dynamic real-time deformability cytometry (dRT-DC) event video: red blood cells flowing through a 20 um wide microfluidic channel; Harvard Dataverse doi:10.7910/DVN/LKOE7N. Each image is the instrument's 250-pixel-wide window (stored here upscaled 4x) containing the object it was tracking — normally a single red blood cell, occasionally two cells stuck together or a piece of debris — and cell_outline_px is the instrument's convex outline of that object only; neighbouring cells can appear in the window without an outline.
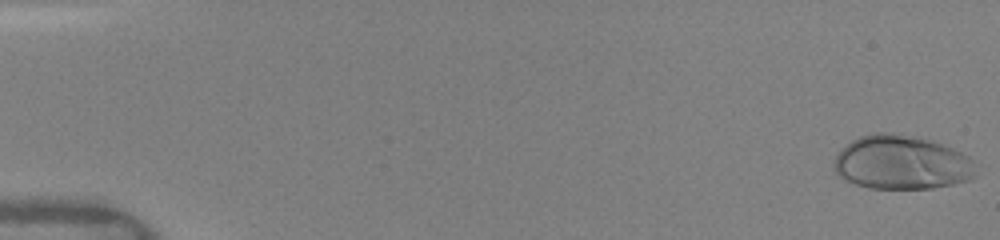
{"species": "human", "species_latin": "Homo sapiens", "temperature_condition": "warm", "stored_images_in_passage": 49, "camera_frame_rate_fps": 3000, "um_per_image_px": 0.085, "donor": {"sex": "female"}, "frame": {"image": 1, "passage_image": 1, "time_ms": 0.0, "image_size_px": [1000, 240], "cell_outline_px": [[972, 180], [932, 188], [868, 188], [844, 180], [832, 168], [832, 160], [852, 140], [860, 136], [872, 132], [892, 132], [928, 140], [952, 148], [968, 156], [972, 160]], "centroid_in_image_um": [76.57, 13.82], "position_along_channel_um": 8.4, "area_um2": 44.27}}
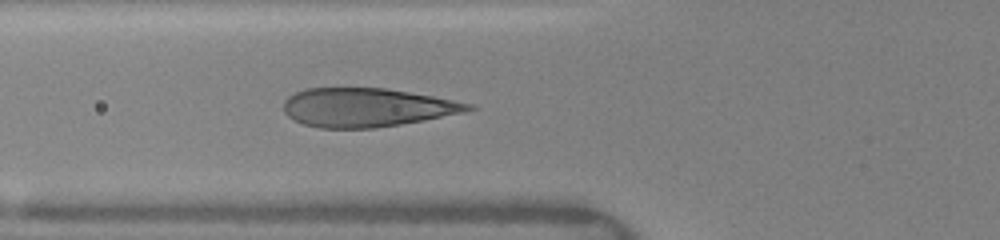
{"frame": {"image": 2, "passage_image": 19, "time_ms": 6.0, "image_size_px": [1000, 240], "cell_outline_px": [[476, 108], [464, 112], [424, 120], [376, 128], [320, 128], [304, 124], [288, 116], [284, 112], [284, 100], [288, 96], [296, 92], [308, 88], [384, 88], [432, 96], [476, 104]], "centroid_in_image_um": [31.18, 9.13], "position_along_channel_um": 94.6, "area_um2": 41.5}}
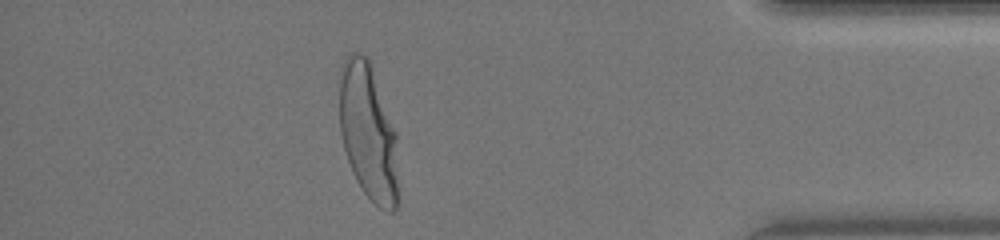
{"frame": {"image": 3, "passage_image": 44, "time_ms": 14.333, "image_size_px": [1000, 240], "cell_outline_px": [[400, 204], [392, 212], [388, 212], [380, 208], [364, 192], [356, 180], [352, 172], [344, 148], [340, 132], [340, 68], [344, 60], [352, 52], [360, 52], [368, 56], [396, 132], [400, 184]], "centroid_in_image_um": [31.35, 11.29], "position_along_channel_um": 403.9, "area_um2": 47.74}, "authors_computed_cell_mechanics": {"area_um2": 42.7142, "velocity_mm_per_s": 4.1098, "shape_relaxation_time_tau1_ms": 3.6022, "shape_relaxation_time_tau2_ms": null, "deformation_change_tau1": 0.2215, "deformation_change_tau2": null}}